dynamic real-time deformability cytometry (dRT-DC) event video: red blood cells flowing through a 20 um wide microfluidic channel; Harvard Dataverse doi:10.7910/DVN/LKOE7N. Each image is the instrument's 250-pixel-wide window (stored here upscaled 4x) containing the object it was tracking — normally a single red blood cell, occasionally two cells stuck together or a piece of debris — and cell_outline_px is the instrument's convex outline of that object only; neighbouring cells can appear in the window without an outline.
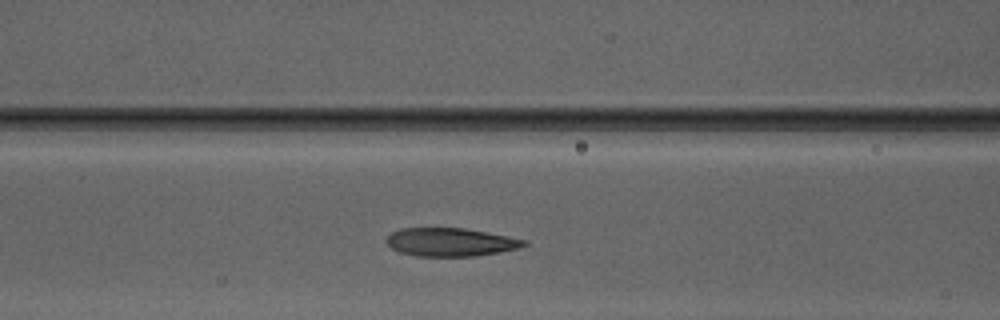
{"species": "Egyptian fruit bat (a non-hibernating species)", "species_latin": "Rousettus aegyptiacus", "temperature_condition": "warm", "stored_images_in_passage": 32, "camera_frame_rate_fps": 3000, "um_per_image_px": 0.085, "animal": {"sex": "male"}, "frame": {"image": 1, "passage_image": 12, "time_ms": 3.667, "image_size_px": [1000, 320], "cell_outline_px": [[528, 244], [516, 248], [500, 252], [476, 256], [416, 256], [400, 252], [392, 248], [384, 240], [392, 232], [400, 228], [464, 228], [508, 236], [528, 240]], "centroid_in_image_um": [38.29, 20.58], "position_along_channel_um": 128.3, "area_um2": 22.66}}
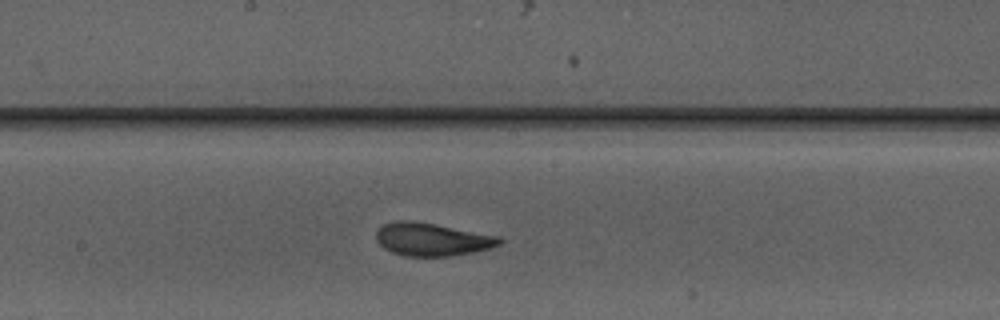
{"frame": {"image": 2, "passage_image": 18, "time_ms": 5.667, "image_size_px": [1000, 320], "cell_outline_px": [[504, 240], [500, 244], [492, 248], [452, 256], [404, 256], [392, 252], [384, 248], [376, 240], [376, 232], [384, 224], [396, 220], [412, 220], [500, 236]], "centroid_in_image_um": [36.73, 20.35], "position_along_channel_um": 211.5, "area_um2": 23.7}}
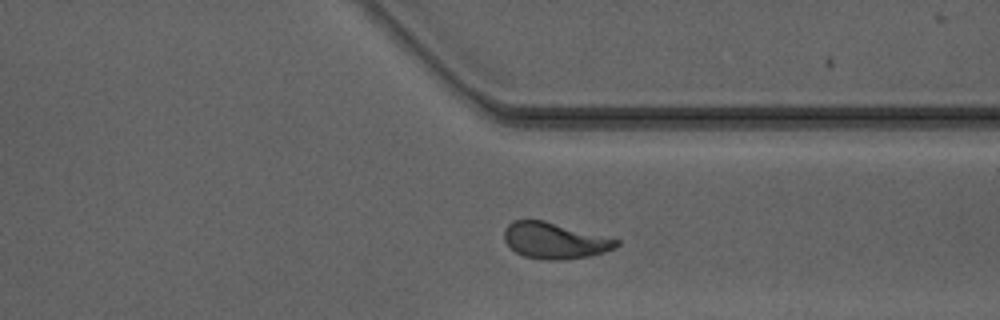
{"frame": {"image": 3, "passage_image": 29, "time_ms": 9.333, "image_size_px": [1000, 320], "cell_outline_px": [[620, 244], [616, 248], [604, 252], [588, 256], [560, 260], [548, 260], [524, 256], [516, 252], [504, 240], [504, 228], [508, 224], [516, 220], [544, 220], [620, 240]], "centroid_in_image_um": [47.15, 20.45], "position_along_channel_um": 364.2, "area_um2": 23.47}, "authors_computed_cell_mechanics": {"area_um2": 23.5246, "velocity_mm_per_s": 4.1588, "shape_relaxation_time_tau1_ms": 3.7415, "shape_relaxation_time_tau2_ms": 1.0342, "deformation_change_tau1": 0.1688, "deformation_change_tau2": 0.0623}}